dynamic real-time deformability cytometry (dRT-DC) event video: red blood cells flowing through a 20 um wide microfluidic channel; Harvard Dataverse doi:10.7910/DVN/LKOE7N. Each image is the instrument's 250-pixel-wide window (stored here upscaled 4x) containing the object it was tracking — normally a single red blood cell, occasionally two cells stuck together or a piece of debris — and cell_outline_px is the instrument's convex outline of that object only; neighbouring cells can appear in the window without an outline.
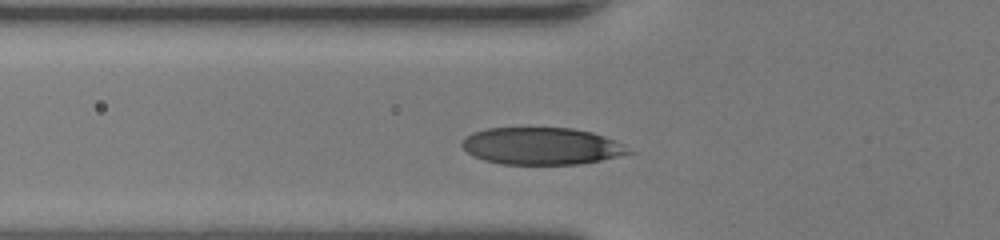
{"species": "human", "species_latin": "Homo sapiens", "temperature_condition": "room temperature", "stored_images_in_passage": 32, "segment_of_instrument_passage": [2, 2], "camera_frame_rate_fps": 3000, "um_per_image_px": 0.085, "donor": {"sex": "female"}, "frame": {"image": 1, "passage_image": 10, "time_ms": 3.0, "image_size_px": [1000, 240], "cell_outline_px": [[636, 152], [600, 160], [576, 164], [500, 164], [484, 160], [472, 156], [460, 144], [464, 136], [472, 132], [488, 128], [572, 128], [592, 132], [604, 136], [624, 144]], "centroid_in_image_um": [46.02, 12.41], "position_along_channel_um": 79.8, "area_um2": 36.18}}
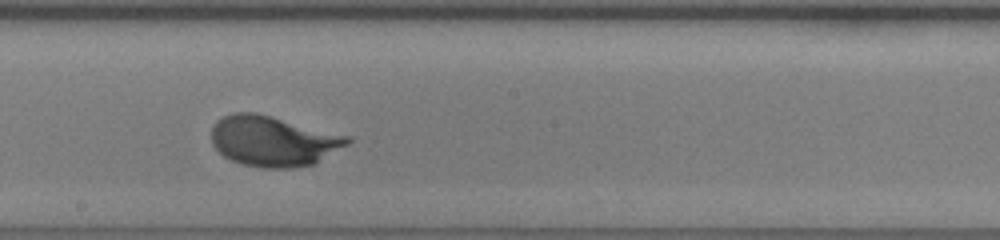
{"frame": {"image": 2, "passage_image": 20, "time_ms": 6.333, "image_size_px": [1000, 240], "cell_outline_px": [[352, 140], [348, 144], [316, 164], [292, 168], [260, 168], [240, 164], [224, 156], [212, 144], [212, 128], [216, 120], [232, 112], [256, 112], [352, 136]], "centroid_in_image_um": [23.25, 11.99], "position_along_channel_um": 224.9, "area_um2": 40.4}}
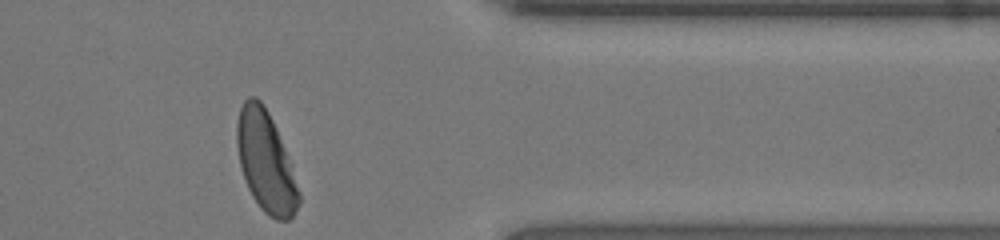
{"frame": {"image": 3, "passage_image": 32, "time_ms": 10.333, "image_size_px": [1000, 240], "cell_outline_px": [[300, 204], [292, 216], [288, 220], [276, 220], [268, 216], [260, 208], [252, 196], [248, 188], [240, 164], [236, 144], [236, 124], [240, 108], [244, 100], [248, 96], [256, 96], [260, 100], [268, 112], [276, 128], [284, 148], [300, 192]], "centroid_in_image_um": [22.57, 13.75], "position_along_channel_um": 388.8, "area_um2": 35.95}}